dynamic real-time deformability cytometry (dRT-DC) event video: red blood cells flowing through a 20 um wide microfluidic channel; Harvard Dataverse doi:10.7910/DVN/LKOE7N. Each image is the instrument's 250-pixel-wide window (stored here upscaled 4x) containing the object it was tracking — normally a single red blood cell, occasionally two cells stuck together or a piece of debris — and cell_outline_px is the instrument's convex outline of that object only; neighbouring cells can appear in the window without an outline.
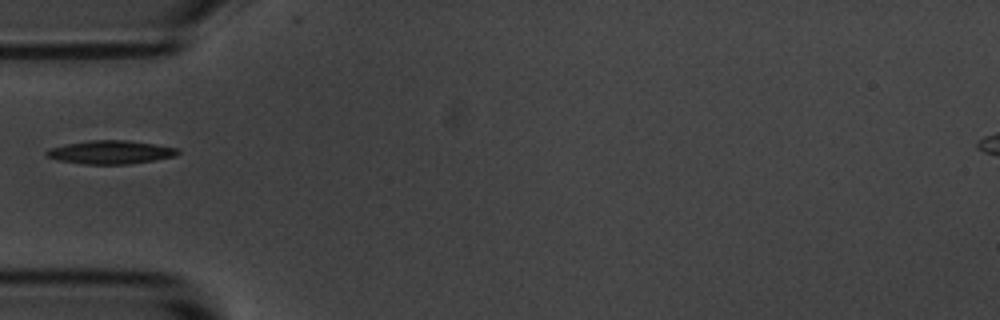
{"species": "common noctule bat (a hibernating species)", "species_latin": "Nyctalus noctula", "temperature_condition": "room temperature", "stored_images_in_passage": 2, "camera_frame_rate_fps": 3000, "um_per_image_px": 0.085, "animal": {"sex": "male", "body_mass_g": 20.1, "forearm_length_mm": 53.5}, "frame": {"image": 1, "passage_image": 1, "time_ms": 0.0, "image_size_px": [1000, 320], "cell_outline_px": [[180, 152], [176, 156], [128, 164], [84, 164], [60, 160], [44, 156], [44, 152], [48, 148], [88, 140], [124, 140], [180, 148]], "centroid_in_image_um": [9.38, 12.93], "position_along_channel_um": 75.6, "area_um2": 17.8}}